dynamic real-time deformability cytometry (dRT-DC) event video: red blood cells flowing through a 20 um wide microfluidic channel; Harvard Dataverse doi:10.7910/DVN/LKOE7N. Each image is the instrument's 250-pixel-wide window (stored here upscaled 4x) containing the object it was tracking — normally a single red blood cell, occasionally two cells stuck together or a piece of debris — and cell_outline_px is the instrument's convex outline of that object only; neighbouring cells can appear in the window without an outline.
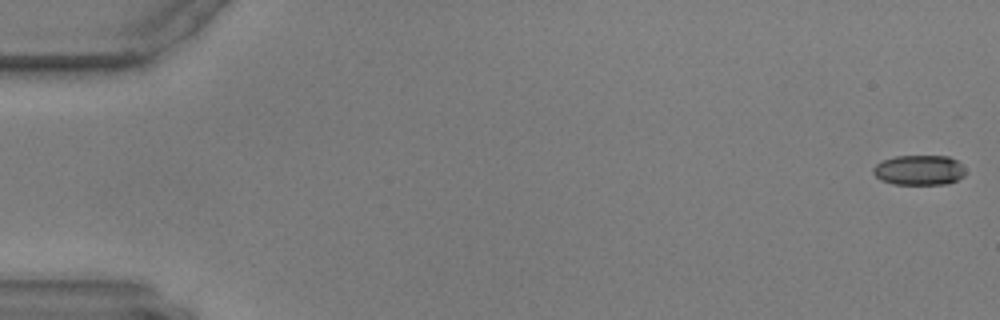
{"species": "common noctule bat (a hibernating species)", "species_latin": "Nyctalus noctula", "temperature_condition": "warm", "stored_images_in_passage": 58, "camera_frame_rate_fps": 3000, "um_per_image_px": 0.085, "animal": {"sex": "male", "body_mass_g": 17.9, "forearm_length_mm": 54.2}, "frame": {"image": 1, "passage_image": 1, "time_ms": 0.0, "image_size_px": [1000, 320], "cell_outline_px": [[964, 176], [948, 184], [892, 184], [880, 180], [872, 172], [872, 168], [876, 164], [884, 160], [896, 156], [948, 156], [956, 160], [964, 168]], "centroid_in_image_um": [78.11, 14.46], "position_along_channel_um": 6.9, "area_um2": 16.13}}
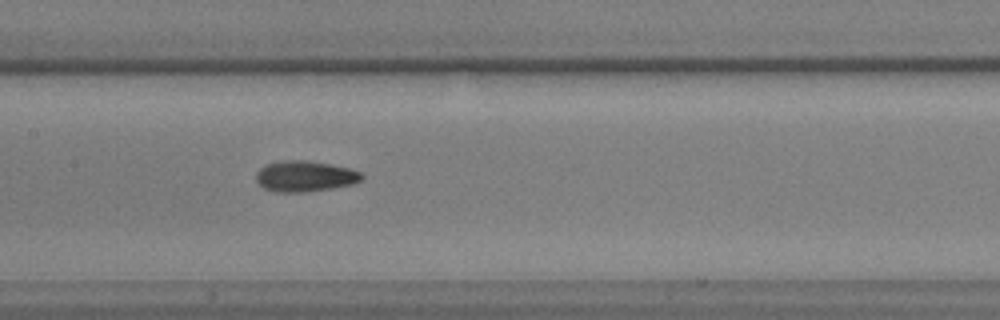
{"frame": {"image": 2, "passage_image": 29, "time_ms": 9.333, "image_size_px": [1000, 320], "cell_outline_px": [[364, 176], [360, 180], [352, 184], [332, 188], [304, 192], [276, 192], [264, 188], [256, 180], [256, 172], [260, 168], [268, 164], [284, 160], [308, 160], [348, 168], [360, 172]], "centroid_in_image_um": [25.9, 14.98], "position_along_channel_um": 181.5, "area_um2": 18.79}}
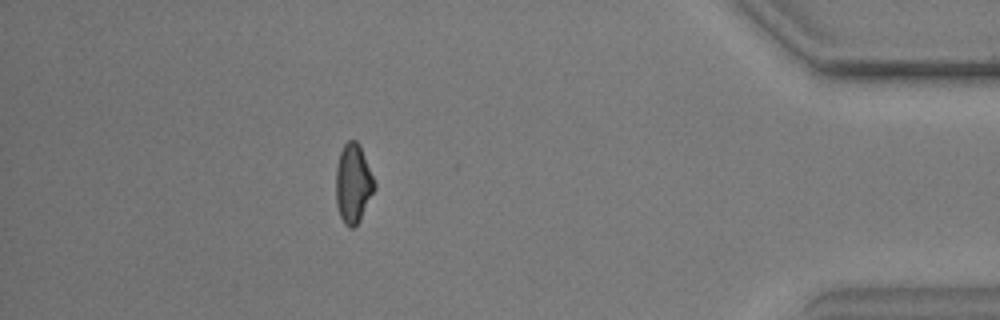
{"frame": {"image": 3, "passage_image": 52, "time_ms": 17.0, "image_size_px": [1000, 320], "cell_outline_px": [[376, 188], [356, 228], [348, 228], [344, 224], [340, 216], [336, 204], [336, 164], [340, 152], [344, 144], [348, 140], [356, 140], [360, 144], [376, 184]], "centroid_in_image_um": [30.02, 15.62], "position_along_channel_um": 405.2, "area_um2": 18.09}}